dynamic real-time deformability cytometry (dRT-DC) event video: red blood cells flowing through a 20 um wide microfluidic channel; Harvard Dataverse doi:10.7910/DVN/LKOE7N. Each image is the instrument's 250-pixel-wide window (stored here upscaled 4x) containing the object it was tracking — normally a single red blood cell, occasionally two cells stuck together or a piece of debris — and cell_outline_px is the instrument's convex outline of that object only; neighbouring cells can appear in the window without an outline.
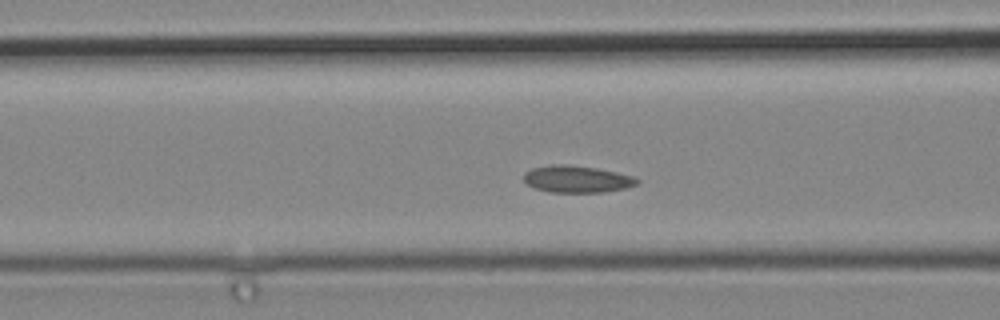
{"species": "common noctule bat (a hibernating species)", "species_latin": "Nyctalus noctula", "temperature_condition": "cold", "stored_images_in_passage": 6, "segment_of_instrument_passage": [2, 2], "camera_frame_rate_fps": 3000, "um_per_image_px": 0.085, "animal": {"sex": "male", "body_mass_g": 19.2, "forearm_length_mm": 51.8}, "frame": {"image": 1, "passage_image": 6, "time_ms": 1.667, "image_size_px": [1000, 320], "cell_outline_px": [[640, 180], [636, 184], [624, 188], [604, 192], [548, 192], [524, 184], [524, 172], [532, 168], [552, 164], [568, 164], [596, 168], [616, 172], [632, 176]], "centroid_in_image_um": [48.98, 15.22], "position_along_channel_um": 117.6, "area_um2": 17.8}}